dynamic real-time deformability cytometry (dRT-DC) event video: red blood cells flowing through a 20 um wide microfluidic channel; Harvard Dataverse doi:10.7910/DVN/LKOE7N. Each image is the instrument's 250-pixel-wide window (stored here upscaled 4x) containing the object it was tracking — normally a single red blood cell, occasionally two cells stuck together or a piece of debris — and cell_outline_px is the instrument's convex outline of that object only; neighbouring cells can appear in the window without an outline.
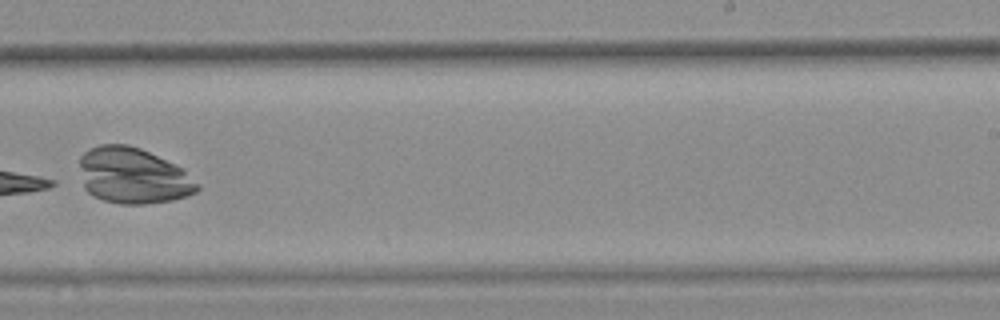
{"species": "common noctule bat (a hibernating species)", "species_latin": "Nyctalus noctula", "temperature_condition": "warm", "stored_images_in_passage": 9, "camera_frame_rate_fps": 3000, "um_per_image_px": 0.085, "animal": {"sex": "female", "body_mass_g": 25.1}, "frame": {"image": 1, "passage_image": 8, "time_ms": 2.333, "image_size_px": [1000, 320], "cell_outline_px": [[200, 188], [196, 192], [188, 196], [172, 200], [144, 204], [120, 204], [104, 200], [88, 192], [84, 188], [80, 164], [80, 156], [88, 148], [100, 144], [128, 144], [140, 148], [184, 168], [200, 184]], "centroid_in_image_um": [11.34, 14.93], "position_along_channel_um": 277.7, "area_um2": 38.61}}
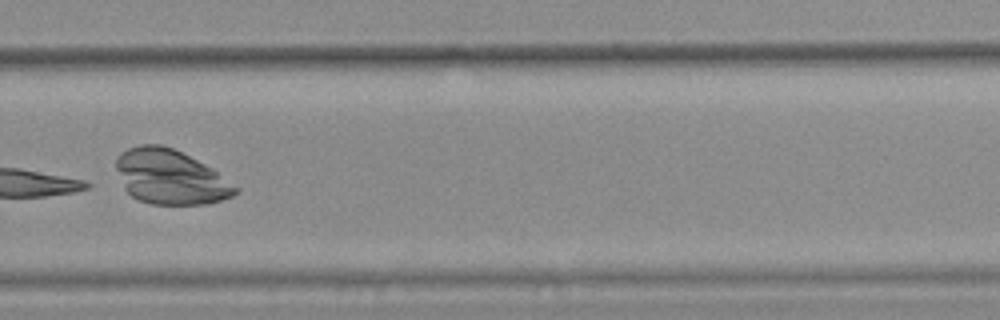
{"frame": {"image": 2, "passage_image": 9, "time_ms": 2.667, "image_size_px": [1000, 320], "cell_outline_px": [[240, 192], [232, 196], [208, 204], [152, 204], [140, 200], [132, 196], [124, 188], [116, 168], [116, 160], [120, 152], [128, 148], [140, 144], [160, 144], [172, 148], [212, 168], [240, 188]], "centroid_in_image_um": [14.48, 15.04], "position_along_channel_um": 315.3, "area_um2": 37.8}}